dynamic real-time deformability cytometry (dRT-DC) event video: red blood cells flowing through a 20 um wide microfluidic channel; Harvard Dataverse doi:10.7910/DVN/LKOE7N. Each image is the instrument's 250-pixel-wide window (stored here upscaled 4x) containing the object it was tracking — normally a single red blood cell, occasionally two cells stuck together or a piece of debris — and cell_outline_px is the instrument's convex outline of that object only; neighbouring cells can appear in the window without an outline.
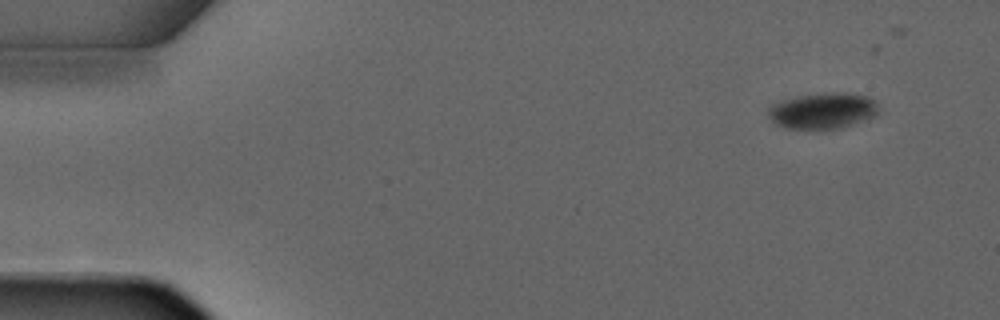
{"species": "common noctule bat (a hibernating species)", "species_latin": "Nyctalus noctula", "temperature_condition": "warm", "stored_images_in_passage": 4, "camera_frame_rate_fps": 3000, "um_per_image_px": 0.085, "animal": {"sex": "male", "forearm_length_mm": 52.5}, "frame": {"image": 1, "passage_image": 1, "time_ms": 0.0, "image_size_px": [1000, 320], "cell_outline_px": [[880, 112], [876, 116], [844, 128], [784, 128], [776, 124], [768, 116], [768, 108], [772, 104], [784, 100], [800, 96], [864, 96], [872, 100], [876, 104]], "centroid_in_image_um": [69.91, 9.49], "position_along_channel_um": 15.1, "area_um2": 21.85}}
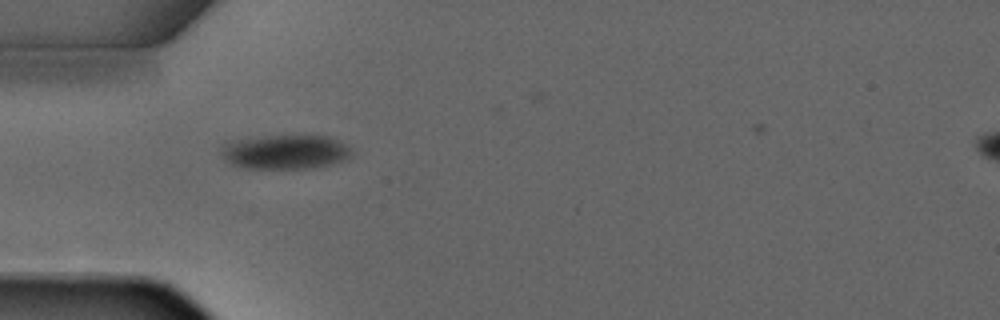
{"frame": {"image": 2, "passage_image": 4, "time_ms": 3.333, "image_size_px": [1000, 320], "cell_outline_px": [[352, 156], [328, 164], [304, 168], [244, 168], [232, 164], [224, 160], [220, 152], [220, 148], [224, 140], [264, 136], [328, 136], [340, 140], [352, 148]], "centroid_in_image_um": [24.16, 12.89], "position_along_channel_um": 60.8, "area_um2": 26.24}}